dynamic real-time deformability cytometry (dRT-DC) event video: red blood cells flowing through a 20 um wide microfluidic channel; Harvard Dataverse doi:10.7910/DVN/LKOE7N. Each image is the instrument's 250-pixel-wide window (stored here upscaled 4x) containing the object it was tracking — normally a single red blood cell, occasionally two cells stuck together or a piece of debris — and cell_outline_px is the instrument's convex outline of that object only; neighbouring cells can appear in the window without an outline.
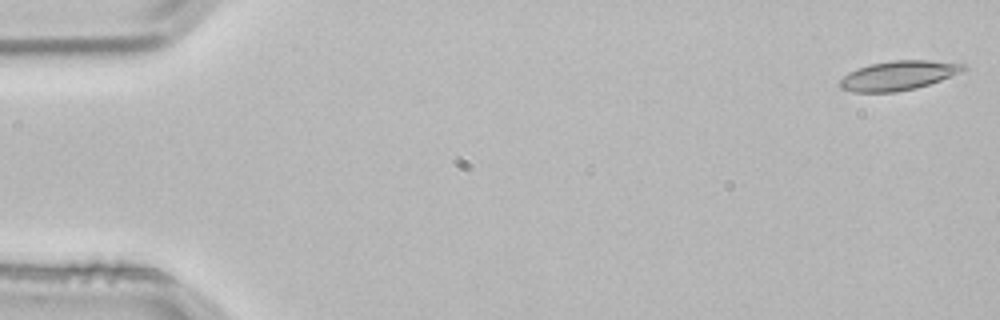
{"species": "common noctule bat (a hibernating species)", "species_latin": "Nyctalus noctula", "temperature_condition": "room temperature", "stored_images_in_passage": 4, "camera_frame_rate_fps": 3000, "um_per_image_px": 0.085, "animal": {"sex": "male", "body_mass_g": 21.5, "forearm_length_mm": 52.0}, "frame": {"image": 1, "passage_image": 1, "time_ms": 0.0, "image_size_px": [1000, 320], "cell_outline_px": [[968, 68], [964, 72], [916, 88], [896, 92], [852, 92], [840, 88], [836, 84], [848, 72], [856, 68], [872, 64], [892, 60], [928, 60], [964, 64]], "centroid_in_image_um": [76.34, 6.42], "position_along_channel_um": 8.7, "area_um2": 21.27}}
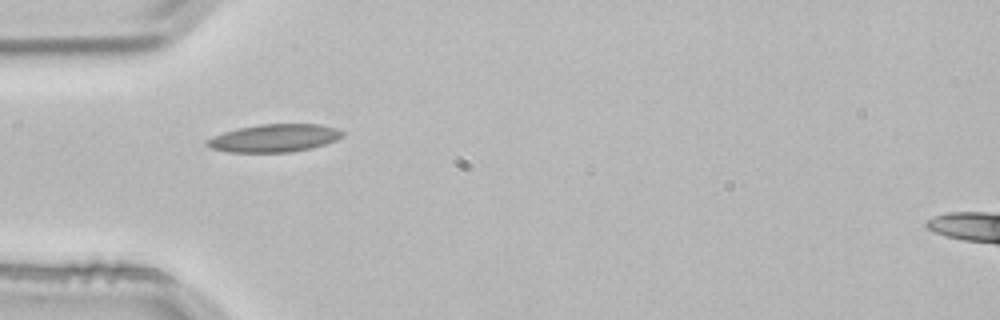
{"frame": {"image": 2, "passage_image": 4, "time_ms": 1.0, "image_size_px": [1000, 320], "cell_outline_px": [[344, 136], [336, 140], [312, 148], [292, 152], [228, 152], [208, 148], [204, 144], [204, 140], [212, 136], [224, 132], [240, 128], [260, 124], [320, 124], [336, 128], [344, 132]], "centroid_in_image_um": [23.28, 11.74], "position_along_channel_um": 61.7, "area_um2": 22.14}}